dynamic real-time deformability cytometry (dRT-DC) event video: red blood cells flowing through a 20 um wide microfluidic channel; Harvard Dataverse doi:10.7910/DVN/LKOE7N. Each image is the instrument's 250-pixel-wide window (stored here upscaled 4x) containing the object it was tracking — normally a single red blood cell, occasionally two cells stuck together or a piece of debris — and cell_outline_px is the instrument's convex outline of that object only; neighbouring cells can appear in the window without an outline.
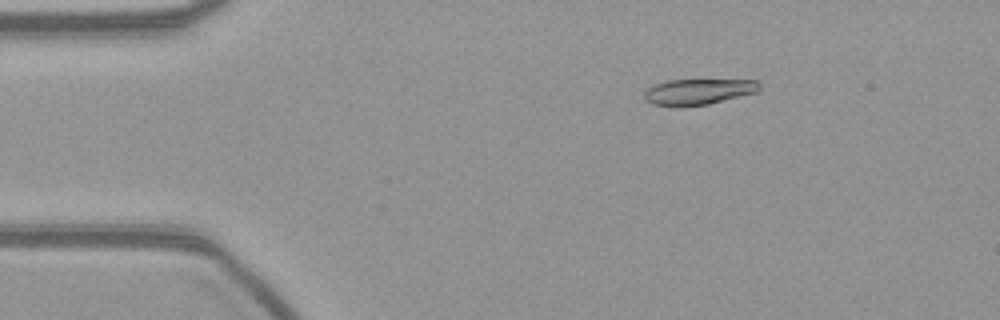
{"species": "common noctule bat (a hibernating species)", "species_latin": "Nyctalus noctula", "temperature_condition": "warm", "stored_images_in_passage": 56, "camera_frame_rate_fps": 3000, "um_per_image_px": 0.085, "animal": {"sex": "female", "body_mass_g": 21.9}, "frame": {"image": 1, "passage_image": 9, "time_ms": 2.667, "image_size_px": [1000, 320], "cell_outline_px": [[760, 88], [756, 92], [708, 104], [652, 104], [644, 100], [644, 92], [648, 88], [656, 84], [668, 80], [760, 80]], "centroid_in_image_um": [59.39, 7.75], "position_along_channel_um": 25.6, "area_um2": 16.7}}
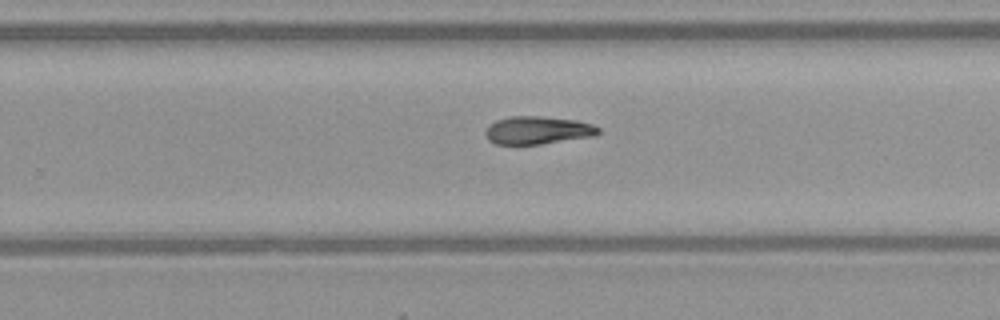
{"frame": {"image": 2, "passage_image": 35, "time_ms": 11.333, "image_size_px": [1000, 320], "cell_outline_px": [[600, 132], [596, 136], [540, 144], [496, 144], [488, 140], [484, 132], [488, 124], [496, 120], [512, 116], [540, 116], [576, 120], [592, 124], [600, 128]], "centroid_in_image_um": [45.7, 11.07], "position_along_channel_um": 284.1, "area_um2": 18.5}}
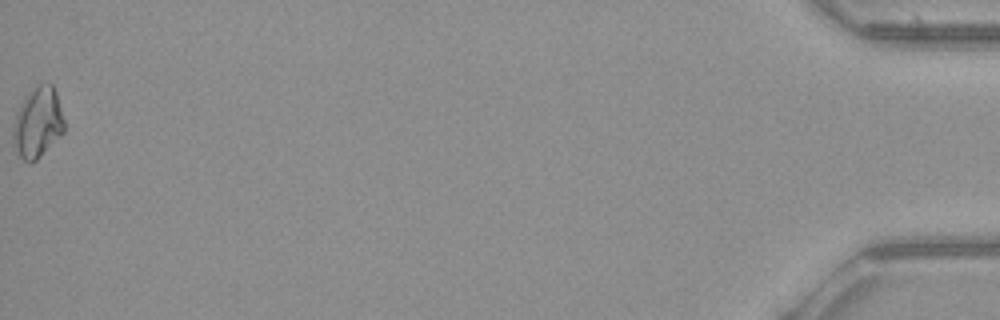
{"frame": {"image": 3, "passage_image": 56, "time_ms": 18.333, "image_size_px": [1000, 320], "cell_outline_px": [[64, 132], [36, 160], [24, 160], [20, 156], [12, 144], [12, 128], [16, 112], [20, 104], [28, 92], [32, 88], [40, 84], [52, 84], [56, 92], [64, 120]], "centroid_in_image_um": [3.18, 10.4], "position_along_channel_um": 432.0, "area_um2": 20.87}}